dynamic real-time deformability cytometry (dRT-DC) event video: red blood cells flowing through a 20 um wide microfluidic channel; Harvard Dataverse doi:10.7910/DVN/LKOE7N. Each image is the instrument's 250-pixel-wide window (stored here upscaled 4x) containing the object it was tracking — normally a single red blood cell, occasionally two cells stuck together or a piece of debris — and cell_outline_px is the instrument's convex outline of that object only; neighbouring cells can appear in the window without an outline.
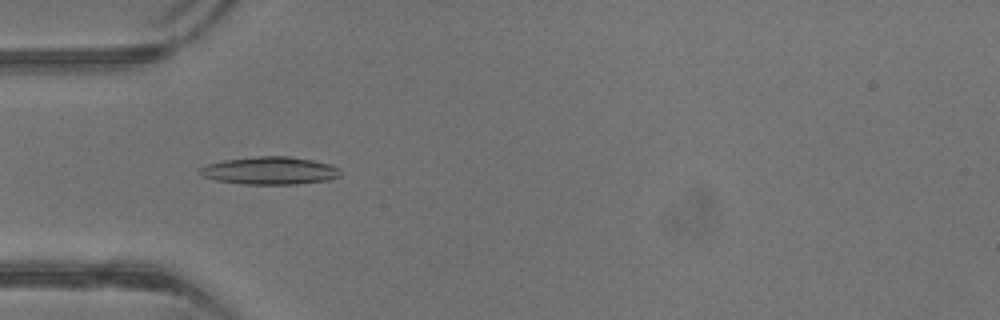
{"species": "common noctule bat (a hibernating species)", "species_latin": "Nyctalus noctula", "temperature_condition": "warm", "stored_images_in_passage": 41, "camera_frame_rate_fps": 3000, "um_per_image_px": 0.085, "animal": {"sex": "male", "body_mass_g": 13.3}, "frame": {"image": 1, "passage_image": 13, "time_ms": 4.0, "image_size_px": [1000, 320], "cell_outline_px": [[340, 176], [328, 180], [296, 184], [240, 184], [216, 180], [204, 176], [196, 172], [196, 168], [208, 164], [224, 160], [256, 156], [288, 156], [312, 160], [332, 164], [340, 168]], "centroid_in_image_um": [22.92, 14.5], "position_along_channel_um": 62.1, "area_um2": 22.89}}
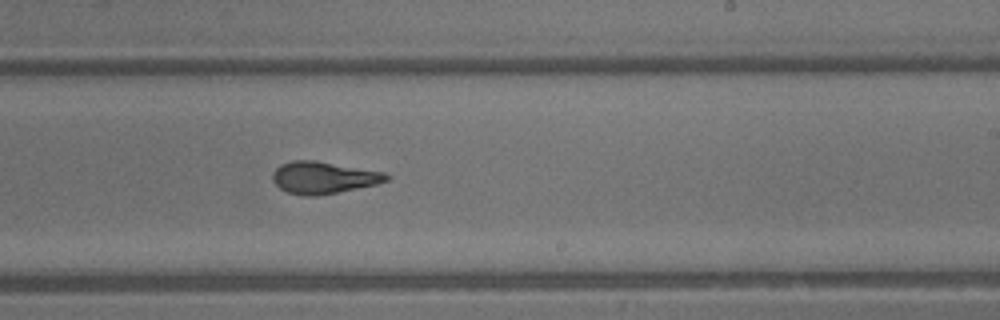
{"frame": {"image": 2, "passage_image": 25, "time_ms": 8.0, "image_size_px": [1000, 320], "cell_outline_px": [[388, 180], [376, 184], [316, 196], [304, 196], [288, 192], [280, 188], [272, 180], [272, 172], [280, 164], [292, 160], [312, 160], [384, 172], [388, 176]], "centroid_in_image_um": [27.43, 15.09], "position_along_channel_um": 261.6, "area_um2": 20.92}}
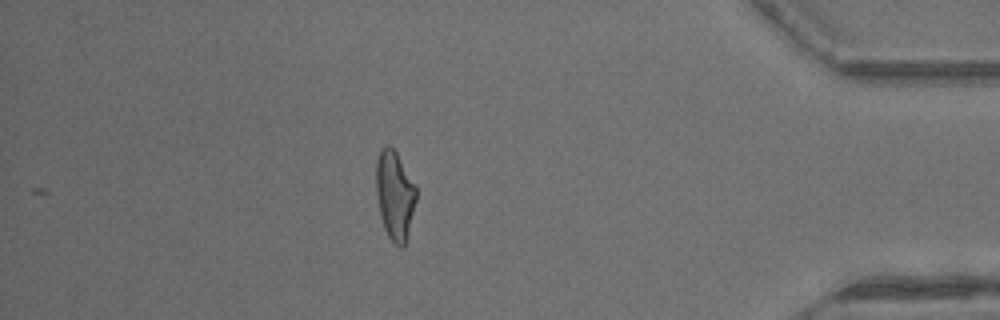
{"frame": {"image": 3, "passage_image": 36, "time_ms": 11.667, "image_size_px": [1000, 320], "cell_outline_px": [[416, 200], [408, 236], [404, 248], [400, 248], [388, 236], [384, 228], [380, 216], [376, 192], [376, 160], [380, 148], [384, 144], [388, 144], [396, 152], [416, 184]], "centroid_in_image_um": [33.56, 16.58], "position_along_channel_um": 401.6, "area_um2": 21.1}}